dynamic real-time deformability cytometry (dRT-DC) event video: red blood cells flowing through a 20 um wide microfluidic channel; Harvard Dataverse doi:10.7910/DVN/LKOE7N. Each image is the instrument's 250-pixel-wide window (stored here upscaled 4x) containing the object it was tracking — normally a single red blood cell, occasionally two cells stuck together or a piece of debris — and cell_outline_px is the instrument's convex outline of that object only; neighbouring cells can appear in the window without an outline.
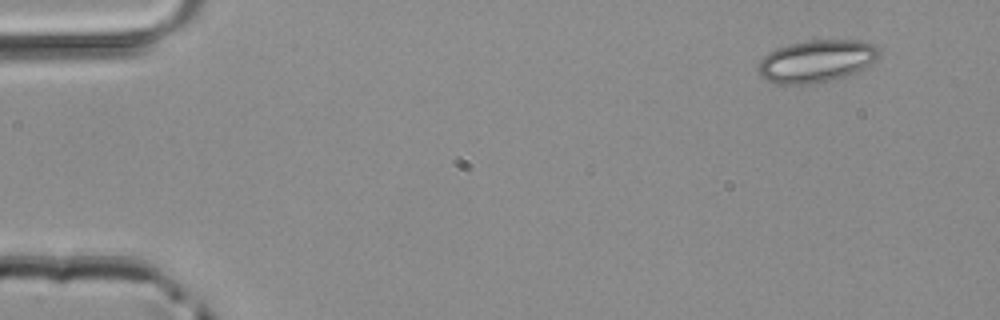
{"species": "common noctule bat (a hibernating species)", "species_latin": "Nyctalus noctula", "temperature_condition": "room temperature", "stored_images_in_passage": 45, "camera_frame_rate_fps": 3000, "um_per_image_px": 0.085, "animal": {"sex": "male", "body_mass_g": 20.4}, "frame": {"image": 1, "passage_image": 1, "time_ms": 0.0, "image_size_px": [1000, 320], "cell_outline_px": [[880, 56], [876, 60], [864, 68], [856, 72], [836, 80], [812, 84], [780, 84], [764, 80], [756, 72], [756, 68], [760, 60], [768, 52], [776, 48], [788, 44], [812, 40], [860, 40], [876, 44], [880, 48]], "centroid_in_image_um": [69.4, 5.2], "position_along_channel_um": 15.6, "area_um2": 30.46}}
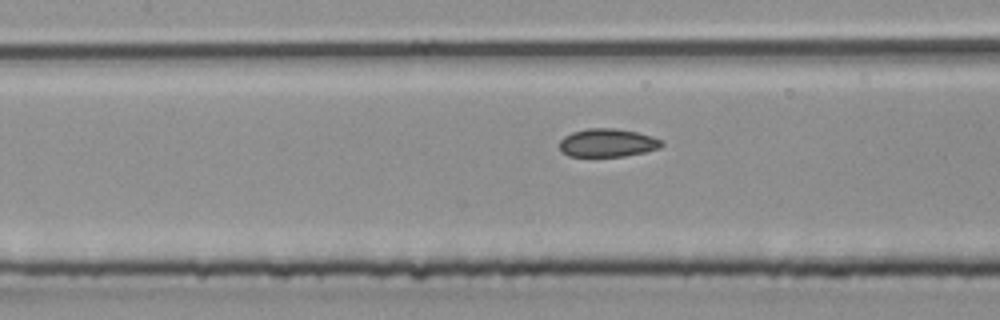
{"frame": {"image": 2, "passage_image": 19, "time_ms": 6.0, "image_size_px": [1000, 320], "cell_outline_px": [[664, 144], [660, 148], [644, 152], [624, 156], [568, 156], [560, 152], [560, 140], [564, 136], [572, 132], [588, 128], [616, 128], [636, 132], [652, 136], [664, 140]], "centroid_in_image_um": [51.65, 12.14], "position_along_channel_um": 155.8, "area_um2": 16.94}}
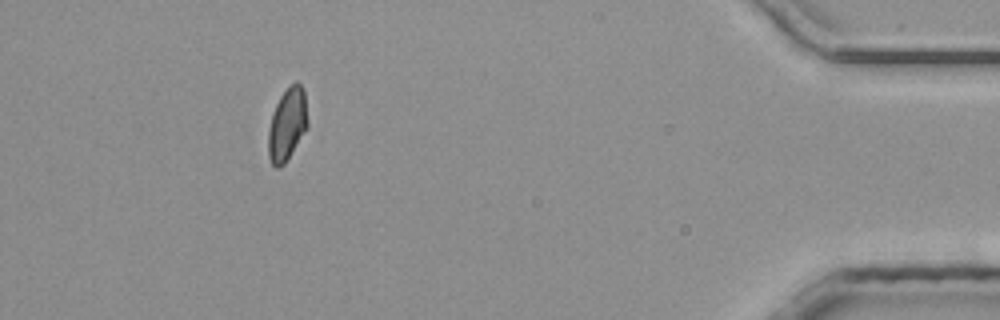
{"frame": {"image": 3, "passage_image": 41, "time_ms": 13.333, "image_size_px": [1000, 320], "cell_outline_px": [[308, 128], [284, 164], [280, 168], [276, 168], [272, 164], [268, 156], [268, 128], [272, 112], [280, 96], [296, 80], [304, 88], [308, 120]], "centroid_in_image_um": [24.42, 10.57], "position_along_channel_um": 410.8, "area_um2": 16.88}}